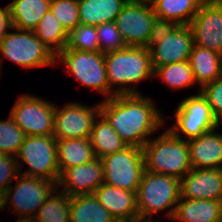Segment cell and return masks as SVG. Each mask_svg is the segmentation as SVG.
I'll return each mask as SVG.
<instances>
[{"mask_svg":"<svg viewBox=\"0 0 222 222\" xmlns=\"http://www.w3.org/2000/svg\"><path fill=\"white\" fill-rule=\"evenodd\" d=\"M155 102L143 94L115 95L100 102L99 113L127 146L142 148L148 138L165 124Z\"/></svg>","mask_w":222,"mask_h":222,"instance_id":"1","label":"cell"},{"mask_svg":"<svg viewBox=\"0 0 222 222\" xmlns=\"http://www.w3.org/2000/svg\"><path fill=\"white\" fill-rule=\"evenodd\" d=\"M104 183L137 192L145 171L143 150L126 146L123 150L103 157Z\"/></svg>","mask_w":222,"mask_h":222,"instance_id":"11","label":"cell"},{"mask_svg":"<svg viewBox=\"0 0 222 222\" xmlns=\"http://www.w3.org/2000/svg\"><path fill=\"white\" fill-rule=\"evenodd\" d=\"M57 155L60 174L96 158L89 138L57 140Z\"/></svg>","mask_w":222,"mask_h":222,"instance_id":"26","label":"cell"},{"mask_svg":"<svg viewBox=\"0 0 222 222\" xmlns=\"http://www.w3.org/2000/svg\"><path fill=\"white\" fill-rule=\"evenodd\" d=\"M221 124H222V116L217 119V128H219Z\"/></svg>","mask_w":222,"mask_h":222,"instance_id":"42","label":"cell"},{"mask_svg":"<svg viewBox=\"0 0 222 222\" xmlns=\"http://www.w3.org/2000/svg\"><path fill=\"white\" fill-rule=\"evenodd\" d=\"M181 197L222 201V169H191L180 180Z\"/></svg>","mask_w":222,"mask_h":222,"instance_id":"17","label":"cell"},{"mask_svg":"<svg viewBox=\"0 0 222 222\" xmlns=\"http://www.w3.org/2000/svg\"><path fill=\"white\" fill-rule=\"evenodd\" d=\"M180 197V179L145 170L137 190L138 217L153 218L155 213L168 210L165 215L172 219Z\"/></svg>","mask_w":222,"mask_h":222,"instance_id":"4","label":"cell"},{"mask_svg":"<svg viewBox=\"0 0 222 222\" xmlns=\"http://www.w3.org/2000/svg\"><path fill=\"white\" fill-rule=\"evenodd\" d=\"M16 222H37L36 217H19Z\"/></svg>","mask_w":222,"mask_h":222,"instance_id":"41","label":"cell"},{"mask_svg":"<svg viewBox=\"0 0 222 222\" xmlns=\"http://www.w3.org/2000/svg\"><path fill=\"white\" fill-rule=\"evenodd\" d=\"M70 222H117L94 194L70 196Z\"/></svg>","mask_w":222,"mask_h":222,"instance_id":"27","label":"cell"},{"mask_svg":"<svg viewBox=\"0 0 222 222\" xmlns=\"http://www.w3.org/2000/svg\"><path fill=\"white\" fill-rule=\"evenodd\" d=\"M16 184L6 190V202L17 217H36L45 199L57 188V182L19 175Z\"/></svg>","mask_w":222,"mask_h":222,"instance_id":"13","label":"cell"},{"mask_svg":"<svg viewBox=\"0 0 222 222\" xmlns=\"http://www.w3.org/2000/svg\"><path fill=\"white\" fill-rule=\"evenodd\" d=\"M1 58H2V56L0 57V74H1V66H2L1 64H2V62H3V61H2L3 59H1Z\"/></svg>","mask_w":222,"mask_h":222,"instance_id":"43","label":"cell"},{"mask_svg":"<svg viewBox=\"0 0 222 222\" xmlns=\"http://www.w3.org/2000/svg\"><path fill=\"white\" fill-rule=\"evenodd\" d=\"M157 0H127L130 3L153 5Z\"/></svg>","mask_w":222,"mask_h":222,"instance_id":"39","label":"cell"},{"mask_svg":"<svg viewBox=\"0 0 222 222\" xmlns=\"http://www.w3.org/2000/svg\"><path fill=\"white\" fill-rule=\"evenodd\" d=\"M7 29H13L9 4L4 8L0 7V41L8 33Z\"/></svg>","mask_w":222,"mask_h":222,"instance_id":"37","label":"cell"},{"mask_svg":"<svg viewBox=\"0 0 222 222\" xmlns=\"http://www.w3.org/2000/svg\"><path fill=\"white\" fill-rule=\"evenodd\" d=\"M201 94L210 105L213 116L218 119L222 116V76L200 89Z\"/></svg>","mask_w":222,"mask_h":222,"instance_id":"35","label":"cell"},{"mask_svg":"<svg viewBox=\"0 0 222 222\" xmlns=\"http://www.w3.org/2000/svg\"><path fill=\"white\" fill-rule=\"evenodd\" d=\"M99 107L100 103L89 107L78 102H69L62 108L56 106L53 137L56 140L89 138Z\"/></svg>","mask_w":222,"mask_h":222,"instance_id":"14","label":"cell"},{"mask_svg":"<svg viewBox=\"0 0 222 222\" xmlns=\"http://www.w3.org/2000/svg\"><path fill=\"white\" fill-rule=\"evenodd\" d=\"M37 222H70V196L56 188L39 208Z\"/></svg>","mask_w":222,"mask_h":222,"instance_id":"29","label":"cell"},{"mask_svg":"<svg viewBox=\"0 0 222 222\" xmlns=\"http://www.w3.org/2000/svg\"><path fill=\"white\" fill-rule=\"evenodd\" d=\"M50 11L68 33L80 24L78 0H51Z\"/></svg>","mask_w":222,"mask_h":222,"instance_id":"33","label":"cell"},{"mask_svg":"<svg viewBox=\"0 0 222 222\" xmlns=\"http://www.w3.org/2000/svg\"><path fill=\"white\" fill-rule=\"evenodd\" d=\"M26 136L10 115L8 120H0V153L16 156Z\"/></svg>","mask_w":222,"mask_h":222,"instance_id":"32","label":"cell"},{"mask_svg":"<svg viewBox=\"0 0 222 222\" xmlns=\"http://www.w3.org/2000/svg\"><path fill=\"white\" fill-rule=\"evenodd\" d=\"M173 118L175 123L169 130L185 141L217 129V119L213 116L210 105L201 94L200 88L197 94L186 97L178 104ZM182 134L185 135L184 138Z\"/></svg>","mask_w":222,"mask_h":222,"instance_id":"9","label":"cell"},{"mask_svg":"<svg viewBox=\"0 0 222 222\" xmlns=\"http://www.w3.org/2000/svg\"><path fill=\"white\" fill-rule=\"evenodd\" d=\"M188 61L200 89L222 76V55L215 51L193 45Z\"/></svg>","mask_w":222,"mask_h":222,"instance_id":"22","label":"cell"},{"mask_svg":"<svg viewBox=\"0 0 222 222\" xmlns=\"http://www.w3.org/2000/svg\"><path fill=\"white\" fill-rule=\"evenodd\" d=\"M65 65L76 80L109 99V82L106 73L104 53L87 52L64 48L55 58Z\"/></svg>","mask_w":222,"mask_h":222,"instance_id":"7","label":"cell"},{"mask_svg":"<svg viewBox=\"0 0 222 222\" xmlns=\"http://www.w3.org/2000/svg\"><path fill=\"white\" fill-rule=\"evenodd\" d=\"M127 46L148 47L160 27L152 5L127 2L115 19Z\"/></svg>","mask_w":222,"mask_h":222,"instance_id":"10","label":"cell"},{"mask_svg":"<svg viewBox=\"0 0 222 222\" xmlns=\"http://www.w3.org/2000/svg\"><path fill=\"white\" fill-rule=\"evenodd\" d=\"M0 41L2 56L25 69L56 65V56L31 30L13 28Z\"/></svg>","mask_w":222,"mask_h":222,"instance_id":"6","label":"cell"},{"mask_svg":"<svg viewBox=\"0 0 222 222\" xmlns=\"http://www.w3.org/2000/svg\"><path fill=\"white\" fill-rule=\"evenodd\" d=\"M97 118L99 121L95 118L89 139L95 156L102 159L123 150L127 144L100 113Z\"/></svg>","mask_w":222,"mask_h":222,"instance_id":"25","label":"cell"},{"mask_svg":"<svg viewBox=\"0 0 222 222\" xmlns=\"http://www.w3.org/2000/svg\"><path fill=\"white\" fill-rule=\"evenodd\" d=\"M15 157L20 172H22L21 164L28 165V169L21 175L58 182L60 170L58 167L57 140L53 135L26 136Z\"/></svg>","mask_w":222,"mask_h":222,"instance_id":"5","label":"cell"},{"mask_svg":"<svg viewBox=\"0 0 222 222\" xmlns=\"http://www.w3.org/2000/svg\"><path fill=\"white\" fill-rule=\"evenodd\" d=\"M51 0H11L10 17L13 28L33 31L50 10Z\"/></svg>","mask_w":222,"mask_h":222,"instance_id":"24","label":"cell"},{"mask_svg":"<svg viewBox=\"0 0 222 222\" xmlns=\"http://www.w3.org/2000/svg\"><path fill=\"white\" fill-rule=\"evenodd\" d=\"M216 130L187 141L193 169H222V134Z\"/></svg>","mask_w":222,"mask_h":222,"instance_id":"19","label":"cell"},{"mask_svg":"<svg viewBox=\"0 0 222 222\" xmlns=\"http://www.w3.org/2000/svg\"><path fill=\"white\" fill-rule=\"evenodd\" d=\"M189 26L194 45L222 55V0H204Z\"/></svg>","mask_w":222,"mask_h":222,"instance_id":"15","label":"cell"},{"mask_svg":"<svg viewBox=\"0 0 222 222\" xmlns=\"http://www.w3.org/2000/svg\"><path fill=\"white\" fill-rule=\"evenodd\" d=\"M97 36L98 33L95 26L78 24L68 33L66 48L87 52H100Z\"/></svg>","mask_w":222,"mask_h":222,"instance_id":"31","label":"cell"},{"mask_svg":"<svg viewBox=\"0 0 222 222\" xmlns=\"http://www.w3.org/2000/svg\"><path fill=\"white\" fill-rule=\"evenodd\" d=\"M129 222H158L157 220L154 221L152 218H142V217H136L132 219ZM160 222V221H159Z\"/></svg>","mask_w":222,"mask_h":222,"instance_id":"40","label":"cell"},{"mask_svg":"<svg viewBox=\"0 0 222 222\" xmlns=\"http://www.w3.org/2000/svg\"><path fill=\"white\" fill-rule=\"evenodd\" d=\"M152 139L142 147L145 170L181 180L192 169L188 142L169 129Z\"/></svg>","mask_w":222,"mask_h":222,"instance_id":"3","label":"cell"},{"mask_svg":"<svg viewBox=\"0 0 222 222\" xmlns=\"http://www.w3.org/2000/svg\"><path fill=\"white\" fill-rule=\"evenodd\" d=\"M104 59L109 82V98L115 95L140 94L136 83L154 76L148 47L127 46L118 51L105 53ZM114 86L117 88L114 89Z\"/></svg>","mask_w":222,"mask_h":222,"instance_id":"2","label":"cell"},{"mask_svg":"<svg viewBox=\"0 0 222 222\" xmlns=\"http://www.w3.org/2000/svg\"><path fill=\"white\" fill-rule=\"evenodd\" d=\"M6 206H7L6 193L0 191V210L4 209Z\"/></svg>","mask_w":222,"mask_h":222,"instance_id":"38","label":"cell"},{"mask_svg":"<svg viewBox=\"0 0 222 222\" xmlns=\"http://www.w3.org/2000/svg\"><path fill=\"white\" fill-rule=\"evenodd\" d=\"M20 171L15 156L0 153V191L6 192Z\"/></svg>","mask_w":222,"mask_h":222,"instance_id":"36","label":"cell"},{"mask_svg":"<svg viewBox=\"0 0 222 222\" xmlns=\"http://www.w3.org/2000/svg\"><path fill=\"white\" fill-rule=\"evenodd\" d=\"M154 77L176 91L195 85V77L189 61L162 65L154 70Z\"/></svg>","mask_w":222,"mask_h":222,"instance_id":"30","label":"cell"},{"mask_svg":"<svg viewBox=\"0 0 222 222\" xmlns=\"http://www.w3.org/2000/svg\"><path fill=\"white\" fill-rule=\"evenodd\" d=\"M94 195L117 222H129L138 217L137 192L103 183Z\"/></svg>","mask_w":222,"mask_h":222,"instance_id":"18","label":"cell"},{"mask_svg":"<svg viewBox=\"0 0 222 222\" xmlns=\"http://www.w3.org/2000/svg\"><path fill=\"white\" fill-rule=\"evenodd\" d=\"M127 0H78L80 24L97 27L115 21Z\"/></svg>","mask_w":222,"mask_h":222,"instance_id":"23","label":"cell"},{"mask_svg":"<svg viewBox=\"0 0 222 222\" xmlns=\"http://www.w3.org/2000/svg\"><path fill=\"white\" fill-rule=\"evenodd\" d=\"M204 0H157L152 6L160 25H189Z\"/></svg>","mask_w":222,"mask_h":222,"instance_id":"21","label":"cell"},{"mask_svg":"<svg viewBox=\"0 0 222 222\" xmlns=\"http://www.w3.org/2000/svg\"><path fill=\"white\" fill-rule=\"evenodd\" d=\"M104 183L102 160L95 158L82 165L65 169L59 177L57 188L69 196L94 194Z\"/></svg>","mask_w":222,"mask_h":222,"instance_id":"16","label":"cell"},{"mask_svg":"<svg viewBox=\"0 0 222 222\" xmlns=\"http://www.w3.org/2000/svg\"><path fill=\"white\" fill-rule=\"evenodd\" d=\"M99 40V49L101 53L121 50L125 44L115 21L103 23L96 27Z\"/></svg>","mask_w":222,"mask_h":222,"instance_id":"34","label":"cell"},{"mask_svg":"<svg viewBox=\"0 0 222 222\" xmlns=\"http://www.w3.org/2000/svg\"><path fill=\"white\" fill-rule=\"evenodd\" d=\"M55 107L39 96L21 94L9 115L27 136L53 135Z\"/></svg>","mask_w":222,"mask_h":222,"instance_id":"12","label":"cell"},{"mask_svg":"<svg viewBox=\"0 0 222 222\" xmlns=\"http://www.w3.org/2000/svg\"><path fill=\"white\" fill-rule=\"evenodd\" d=\"M193 45V34L189 25H160L148 46L153 69L188 61Z\"/></svg>","mask_w":222,"mask_h":222,"instance_id":"8","label":"cell"},{"mask_svg":"<svg viewBox=\"0 0 222 222\" xmlns=\"http://www.w3.org/2000/svg\"><path fill=\"white\" fill-rule=\"evenodd\" d=\"M172 219L181 222H222V201L180 197Z\"/></svg>","mask_w":222,"mask_h":222,"instance_id":"20","label":"cell"},{"mask_svg":"<svg viewBox=\"0 0 222 222\" xmlns=\"http://www.w3.org/2000/svg\"><path fill=\"white\" fill-rule=\"evenodd\" d=\"M43 44L57 56L68 42V32L49 10L33 30Z\"/></svg>","mask_w":222,"mask_h":222,"instance_id":"28","label":"cell"}]
</instances>
